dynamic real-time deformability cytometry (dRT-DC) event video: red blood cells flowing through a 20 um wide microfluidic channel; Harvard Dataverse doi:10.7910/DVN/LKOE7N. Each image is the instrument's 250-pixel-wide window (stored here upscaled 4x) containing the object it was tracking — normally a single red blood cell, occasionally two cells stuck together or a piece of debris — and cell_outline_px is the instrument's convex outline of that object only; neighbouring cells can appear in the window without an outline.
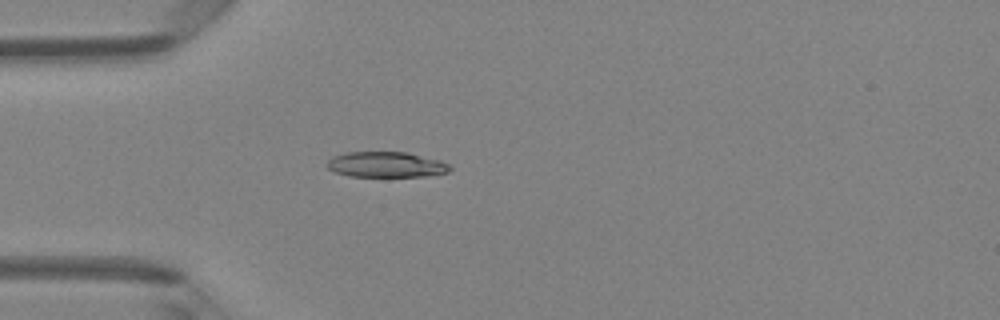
{"species": "Egyptian fruit bat (a non-hibernating species)", "species_latin": "Rousettus aegyptiacus", "temperature_condition": "room temperature", "stored_images_in_passage": 4, "camera_frame_rate_fps": 3000, "um_per_image_px": 0.085, "animal": {"sex": "female"}, "frame": {"image": 1, "passage_image": 4, "time_ms": 1.0, "image_size_px": [1000, 320], "cell_outline_px": [[452, 168], [448, 172], [424, 176], [348, 176], [336, 172], [328, 168], [328, 160], [332, 156], [348, 152], [408, 152], [440, 160], [448, 164]], "centroid_in_image_um": [32.83, 13.98], "position_along_channel_um": 52.2, "area_um2": 18.15}}